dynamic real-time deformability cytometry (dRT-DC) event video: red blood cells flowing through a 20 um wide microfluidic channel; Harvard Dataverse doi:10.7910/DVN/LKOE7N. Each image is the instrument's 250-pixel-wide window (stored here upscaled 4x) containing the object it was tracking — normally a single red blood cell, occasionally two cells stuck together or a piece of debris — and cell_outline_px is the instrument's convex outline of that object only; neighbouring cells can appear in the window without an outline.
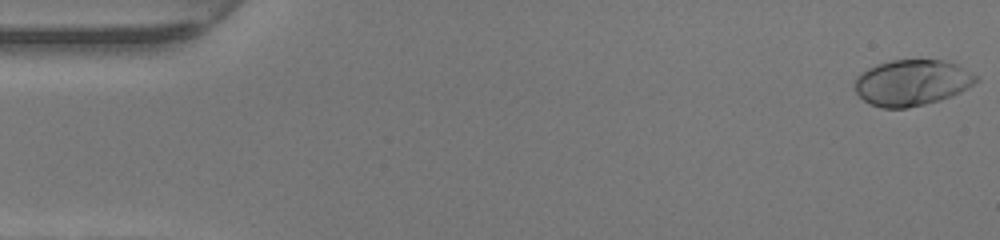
{"species": "human", "species_latin": "Homo sapiens", "temperature_condition": "warm", "stored_images_in_passage": 48, "camera_frame_rate_fps": 3000, "um_per_image_px": 0.085, "donor": {"sex": "female"}, "frame": {"image": 1, "passage_image": 1, "time_ms": 0.0, "image_size_px": [1000, 240], "cell_outline_px": [[980, 80], [960, 92], [952, 96], [940, 100], [908, 108], [880, 108], [864, 100], [856, 92], [856, 76], [868, 68], [892, 60], [944, 60], [956, 64], [980, 76]], "centroid_in_image_um": [77.56, 7.03], "position_along_channel_um": 7.4, "area_um2": 32.43}}
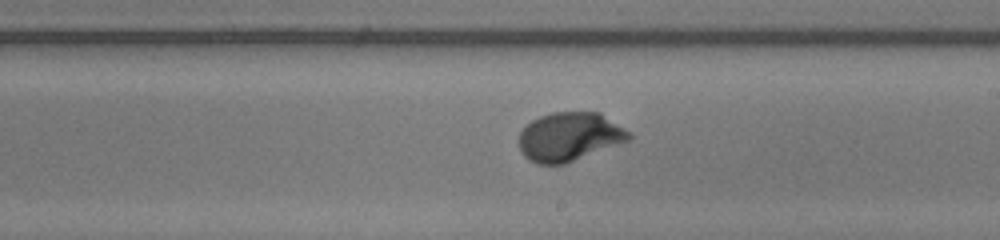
{"frame": {"image": 2, "passage_image": 28, "time_ms": 9.0, "image_size_px": [1000, 240], "cell_outline_px": [[632, 140], [564, 164], [536, 164], [528, 160], [520, 152], [520, 132], [532, 120], [540, 116], [552, 112], [600, 112], [632, 132]], "centroid_in_image_um": [48.45, 11.62], "position_along_channel_um": 240.6, "area_um2": 31.56}}
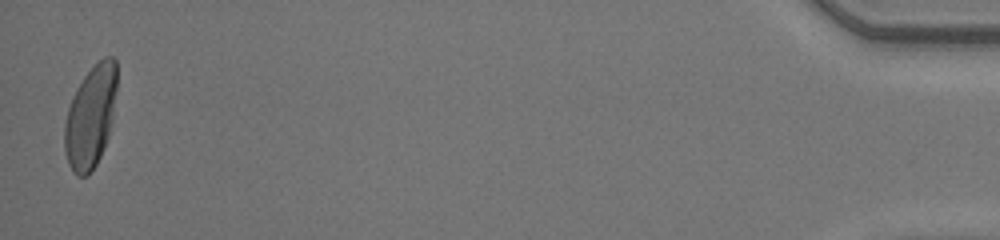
{"frame": {"image": 3, "passage_image": 48, "time_ms": 15.667, "image_size_px": [1000, 240], "cell_outline_px": [[116, 88], [112, 120], [108, 136], [104, 148], [96, 164], [88, 176], [76, 176], [72, 172], [68, 164], [64, 148], [64, 124], [68, 108], [84, 76], [104, 56], [112, 56], [116, 60]], "centroid_in_image_um": [7.69, 9.97], "position_along_channel_um": 427.5, "area_um2": 30.87}, "authors_computed_cell_mechanics": {"area_um2": 30.8941, "velocity_mm_per_s": 4.281, "shape_relaxation_time_tau1_ms": 2.0364, "shape_relaxation_time_tau2_ms": null, "deformation_change_tau1": 0.1675, "deformation_change_tau2": null}}